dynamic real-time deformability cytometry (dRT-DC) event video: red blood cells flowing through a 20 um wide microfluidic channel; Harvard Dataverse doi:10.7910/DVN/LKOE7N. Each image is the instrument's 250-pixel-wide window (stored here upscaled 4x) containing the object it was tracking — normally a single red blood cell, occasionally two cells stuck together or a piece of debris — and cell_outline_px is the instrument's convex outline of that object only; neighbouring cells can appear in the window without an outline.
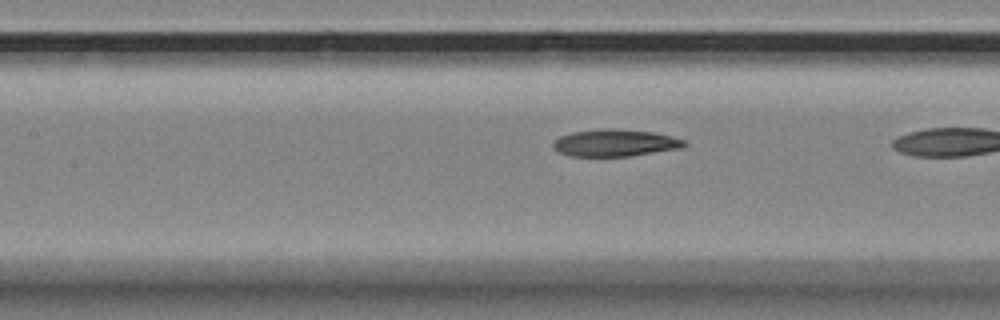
{"species": "Egyptian fruit bat (a non-hibernating species)", "species_latin": "Rousettus aegyptiacus", "temperature_condition": "room temperature", "stored_images_in_passage": 17, "camera_frame_rate_fps": 3000, "um_per_image_px": 0.085, "animal": {"sex": "female"}, "frame": {"image": 1, "passage_image": 16, "time_ms": 5.0, "image_size_px": [1000, 320], "cell_outline_px": [[688, 144], [684, 148], [628, 156], [568, 156], [552, 148], [552, 140], [560, 136], [572, 132], [604, 128], [612, 128], [652, 132], [672, 136], [684, 140]], "centroid_in_image_um": [52.27, 12.14], "position_along_channel_um": 155.1, "area_um2": 20.87}}